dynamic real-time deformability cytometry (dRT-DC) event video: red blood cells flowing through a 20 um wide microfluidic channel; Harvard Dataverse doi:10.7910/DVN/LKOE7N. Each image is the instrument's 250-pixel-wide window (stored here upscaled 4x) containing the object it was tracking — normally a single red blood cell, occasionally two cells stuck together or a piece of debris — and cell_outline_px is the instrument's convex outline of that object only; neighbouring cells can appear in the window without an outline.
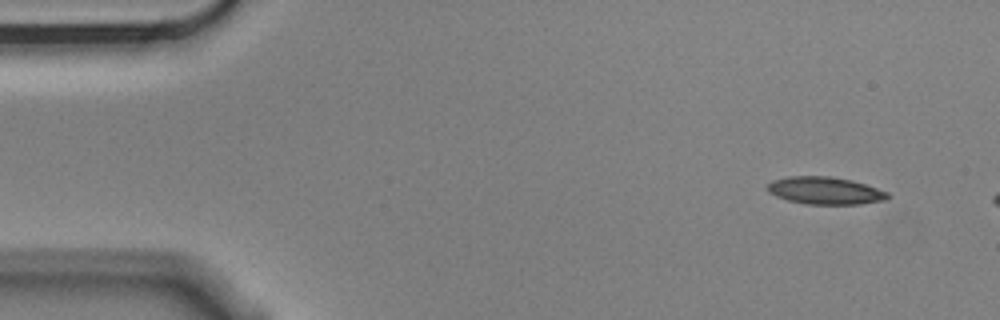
{"species": "Egyptian fruit bat (a non-hibernating species)", "species_latin": "Rousettus aegyptiacus", "temperature_condition": "cold", "stored_images_in_passage": 4, "camera_frame_rate_fps": 3000, "um_per_image_px": 0.085, "animal": {"sex": "male"}, "frame": {"image": 1, "passage_image": 1, "time_ms": 0.0, "image_size_px": [1000, 320], "cell_outline_px": [[892, 196], [888, 200], [860, 204], [804, 204], [788, 200], [776, 196], [768, 192], [768, 184], [772, 180], [788, 176], [828, 176], [852, 180], [888, 192]], "centroid_in_image_um": [70.16, 16.21], "position_along_channel_um": 14.8, "area_um2": 19.31}}
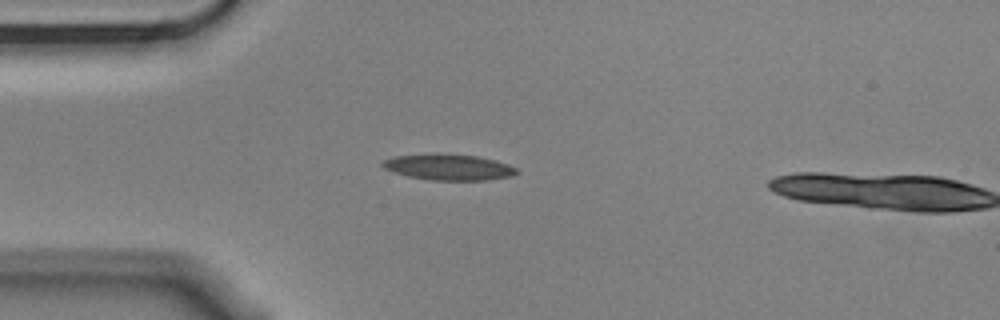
{"frame": {"image": 2, "passage_image": 3, "time_ms": 0.667, "image_size_px": [1000, 320], "cell_outline_px": [[520, 172], [512, 176], [488, 180], [432, 180], [408, 176], [384, 168], [380, 164], [384, 160], [396, 156], [476, 156], [496, 160], [508, 164], [516, 168]], "centroid_in_image_um": [38.23, 14.25], "position_along_channel_um": 46.8, "area_um2": 19.31}}